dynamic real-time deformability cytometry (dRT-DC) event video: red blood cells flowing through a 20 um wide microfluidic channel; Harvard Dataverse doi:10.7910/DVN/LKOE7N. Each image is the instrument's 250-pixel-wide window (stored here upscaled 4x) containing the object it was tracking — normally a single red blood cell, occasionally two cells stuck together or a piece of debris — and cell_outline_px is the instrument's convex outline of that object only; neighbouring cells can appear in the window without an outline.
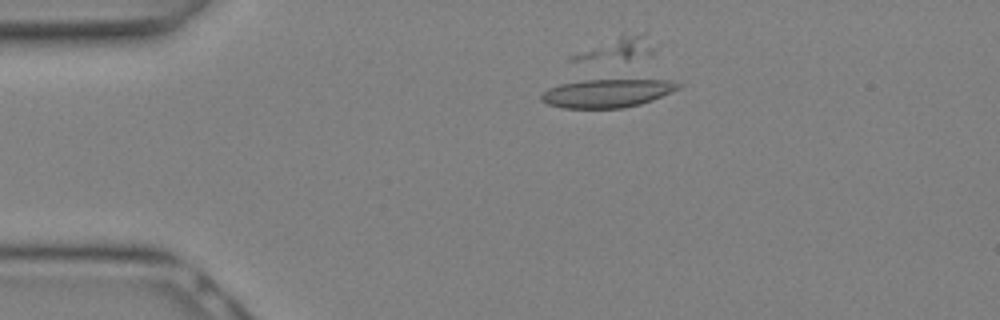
{"species": "Egyptian fruit bat (a non-hibernating species)", "species_latin": "Rousettus aegyptiacus", "temperature_condition": "warm", "stored_images_in_passage": 29, "camera_frame_rate_fps": 3000, "um_per_image_px": 0.085, "animal": {"sex": "female"}, "frame": {"image": 1, "passage_image": 6, "time_ms": 1.667, "image_size_px": [1000, 320], "cell_outline_px": [[684, 84], [680, 88], [652, 100], [640, 104], [624, 108], [564, 108], [548, 104], [540, 100], [540, 96], [548, 88], [560, 84], [584, 80], [628, 76], [672, 80]], "centroid_in_image_um": [51.71, 7.86], "position_along_channel_um": 33.3, "area_um2": 23.87}}
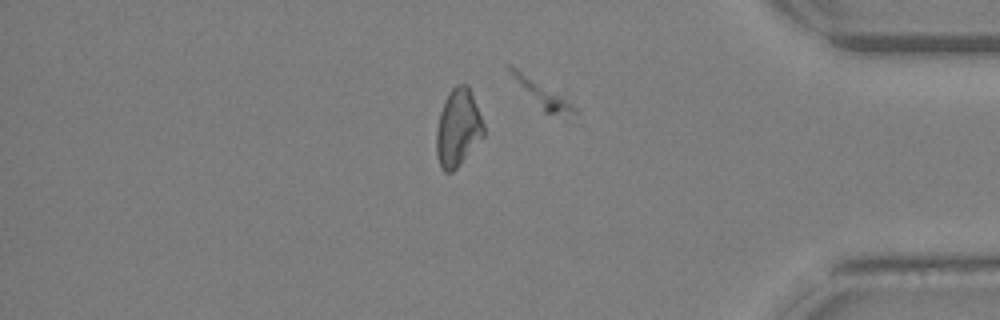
{"frame": {"image": 2, "passage_image": 24, "time_ms": 7.667, "image_size_px": [1000, 320], "cell_outline_px": [[484, 136], [460, 164], [452, 172], [444, 172], [440, 168], [436, 156], [436, 132], [440, 112], [444, 100], [448, 92], [456, 84], [468, 84], [484, 124]], "centroid_in_image_um": [38.91, 10.87], "position_along_channel_um": 396.3, "area_um2": 21.5}}